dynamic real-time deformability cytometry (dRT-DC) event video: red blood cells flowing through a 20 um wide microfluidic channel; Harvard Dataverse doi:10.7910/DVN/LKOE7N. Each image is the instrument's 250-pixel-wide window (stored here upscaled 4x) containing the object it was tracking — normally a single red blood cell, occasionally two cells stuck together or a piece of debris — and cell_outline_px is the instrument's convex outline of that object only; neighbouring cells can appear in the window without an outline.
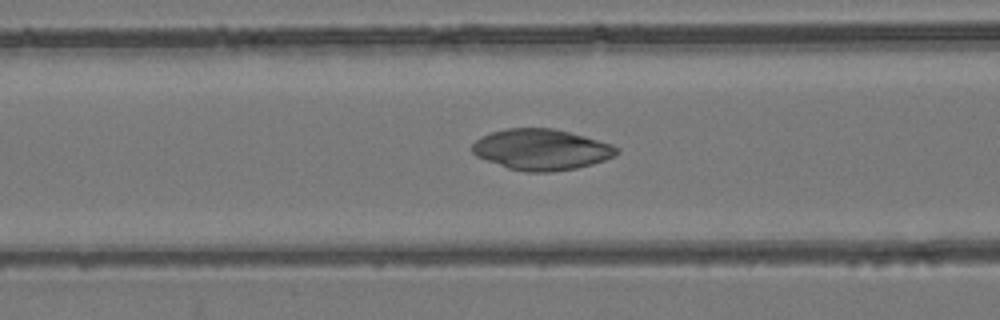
{"species": "common noctule bat (a hibernating species)", "species_latin": "Nyctalus noctula", "temperature_condition": "room temperature", "stored_images_in_passage": 54, "camera_frame_rate_fps": 3000, "um_per_image_px": 0.085, "animal": {"sex": "female", "body_mass_g": 24.6, "forearm_length_mm": 56.2}, "frame": {"image": 1, "passage_image": 22, "time_ms": 7.0, "image_size_px": [1000, 320], "cell_outline_px": [[620, 152], [616, 156], [592, 164], [576, 168], [552, 172], [524, 172], [508, 168], [476, 156], [472, 152], [472, 144], [480, 136], [492, 132], [508, 128], [552, 128], [584, 136], [612, 144], [620, 148]], "centroid_in_image_um": [46.03, 12.72], "position_along_channel_um": 120.6, "area_um2": 34.51}}
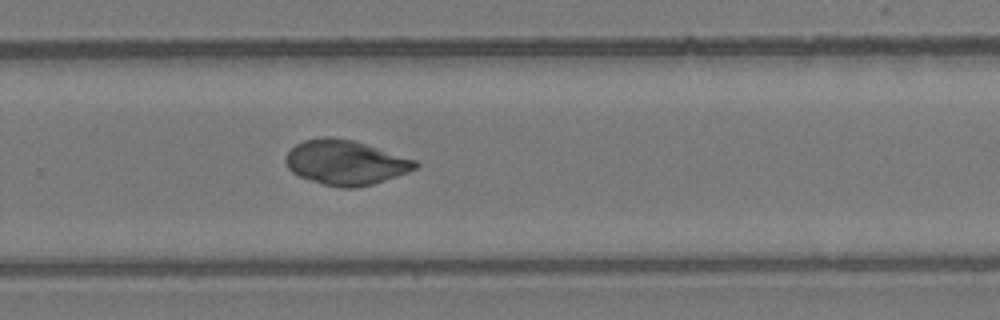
{"frame": {"image": 2, "passage_image": 36, "time_ms": 11.667, "image_size_px": [1000, 320], "cell_outline_px": [[420, 164], [416, 168], [408, 172], [372, 184], [356, 188], [340, 188], [324, 184], [300, 176], [292, 172], [288, 168], [284, 160], [284, 156], [296, 144], [304, 140], [324, 136], [332, 136], [356, 140], [416, 160]], "centroid_in_image_um": [29.37, 13.79], "position_along_channel_um": 300.4, "area_um2": 33.93}}
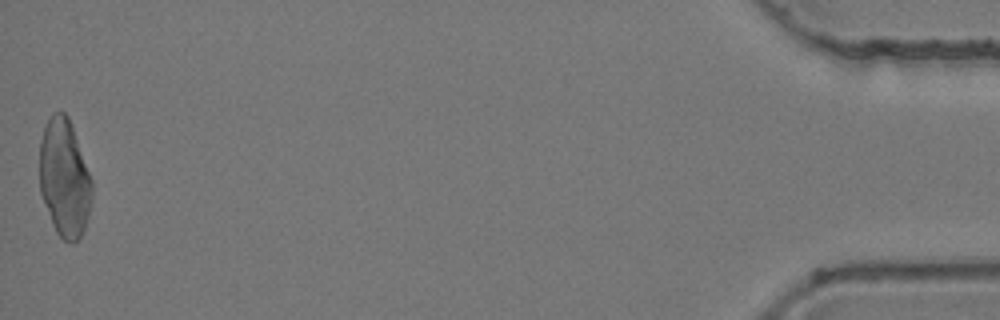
{"frame": {"image": 3, "passage_image": 54, "time_ms": 17.667, "image_size_px": [1000, 320], "cell_outline_px": [[92, 196], [88, 216], [84, 228], [80, 236], [72, 244], [64, 240], [56, 232], [52, 224], [40, 192], [40, 140], [44, 128], [52, 112], [64, 112], [68, 116], [92, 180]], "centroid_in_image_um": [5.47, 15.15], "position_along_channel_um": 429.7, "area_um2": 35.72}}